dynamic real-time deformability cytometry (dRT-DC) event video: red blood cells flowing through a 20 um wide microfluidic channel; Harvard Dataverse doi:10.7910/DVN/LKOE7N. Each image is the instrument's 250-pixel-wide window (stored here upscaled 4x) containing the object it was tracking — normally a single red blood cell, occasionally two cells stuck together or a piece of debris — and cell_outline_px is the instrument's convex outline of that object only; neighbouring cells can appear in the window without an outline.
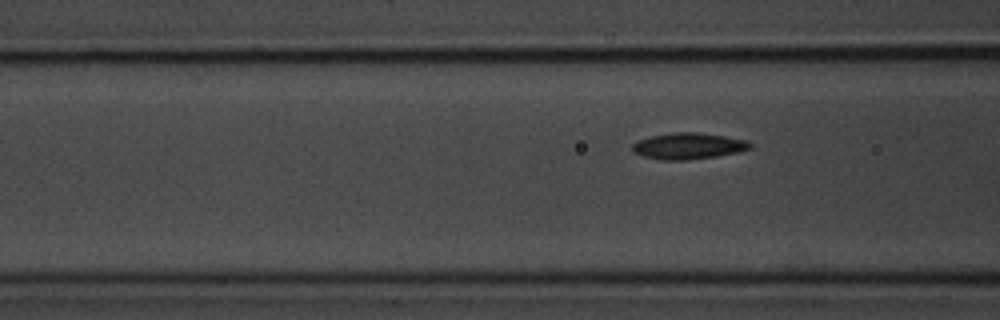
{"species": "common noctule bat (a hibernating species)", "species_latin": "Nyctalus noctula", "temperature_condition": "room temperature", "stored_images_in_passage": 4, "camera_frame_rate_fps": 3000, "um_per_image_px": 0.085, "animal": {"sex": "male", "body_mass_g": 20.1, "forearm_length_mm": 53.5}, "frame": {"image": 1, "passage_image": 4, "time_ms": 3.667, "image_size_px": [1000, 320], "cell_outline_px": [[752, 148], [740, 152], [716, 156], [688, 160], [660, 160], [644, 156], [632, 152], [632, 144], [636, 140], [652, 136], [672, 132], [696, 132], [724, 136], [748, 140], [752, 144]], "centroid_in_image_um": [58.51, 12.41], "position_along_channel_um": 108.1, "area_um2": 18.21}}